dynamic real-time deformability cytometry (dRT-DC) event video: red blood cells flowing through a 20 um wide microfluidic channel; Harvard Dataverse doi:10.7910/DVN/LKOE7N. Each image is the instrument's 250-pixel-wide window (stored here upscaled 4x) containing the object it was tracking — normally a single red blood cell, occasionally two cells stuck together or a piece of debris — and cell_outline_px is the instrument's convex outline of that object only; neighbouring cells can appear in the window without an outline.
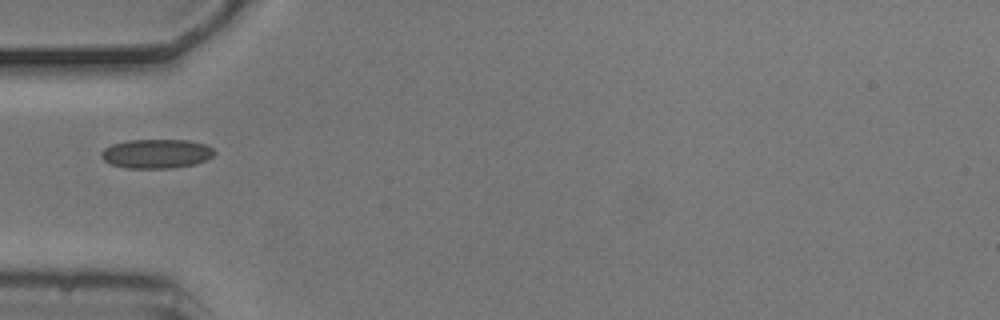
{"species": "common noctule bat (a hibernating species)", "species_latin": "Nyctalus noctula", "temperature_condition": "cold", "stored_images_in_passage": 1, "camera_frame_rate_fps": 3000, "um_per_image_px": 0.085, "animal": {"sex": "male", "body_mass_g": 20.5, "forearm_length_mm": 52.5}, "frame": {"image": 1, "passage_image": 1, "time_ms": 0.0, "image_size_px": [1000, 320], "cell_outline_px": [[216, 152], [212, 156], [204, 160], [192, 164], [172, 168], [124, 168], [112, 164], [104, 160], [100, 156], [100, 152], [104, 148], [112, 144], [128, 140], [188, 140], [208, 144]], "centroid_in_image_um": [13.28, 13.05], "position_along_channel_um": 71.7, "area_um2": 19.25}}